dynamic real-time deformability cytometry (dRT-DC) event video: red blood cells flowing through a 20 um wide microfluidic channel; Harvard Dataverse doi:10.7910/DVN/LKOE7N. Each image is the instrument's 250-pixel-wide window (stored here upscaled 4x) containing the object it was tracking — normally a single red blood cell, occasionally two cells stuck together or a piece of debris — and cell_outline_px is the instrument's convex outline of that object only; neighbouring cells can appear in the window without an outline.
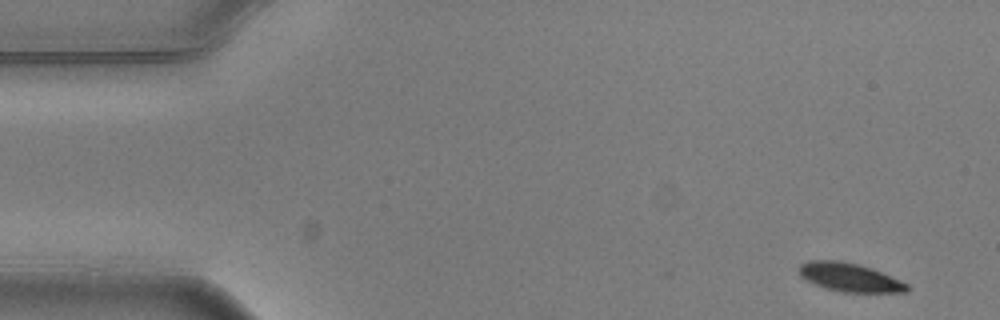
{"species": "common noctule bat (a hibernating species)", "species_latin": "Nyctalus noctula", "temperature_condition": "warm", "stored_images_in_passage": 4, "camera_frame_rate_fps": 3000, "um_per_image_px": 0.085, "animal": {"sex": "male", "body_mass_g": 20.5, "forearm_length_mm": 52.5}, "frame": {"image": 1, "passage_image": 1, "time_ms": 0.0, "image_size_px": [1000, 320], "cell_outline_px": [[908, 292], [844, 292], [828, 288], [816, 284], [800, 276], [800, 264], [808, 260], [840, 260], [872, 268], [900, 280], [908, 284]], "centroid_in_image_um": [72.23, 23.56], "position_along_channel_um": 12.8, "area_um2": 17.69}}
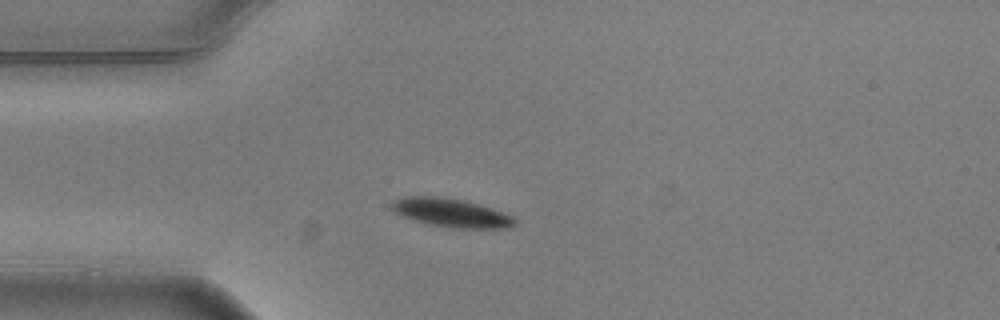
{"frame": {"image": 2, "passage_image": 4, "time_ms": 1.0, "image_size_px": [1000, 320], "cell_outline_px": [[516, 224], [508, 228], [456, 228], [428, 224], [412, 220], [400, 216], [392, 208], [392, 200], [404, 196], [436, 196], [460, 200], [476, 204], [512, 216], [516, 220]], "centroid_in_image_um": [38.28, 18.09], "position_along_channel_um": 46.7, "area_um2": 20.17}}